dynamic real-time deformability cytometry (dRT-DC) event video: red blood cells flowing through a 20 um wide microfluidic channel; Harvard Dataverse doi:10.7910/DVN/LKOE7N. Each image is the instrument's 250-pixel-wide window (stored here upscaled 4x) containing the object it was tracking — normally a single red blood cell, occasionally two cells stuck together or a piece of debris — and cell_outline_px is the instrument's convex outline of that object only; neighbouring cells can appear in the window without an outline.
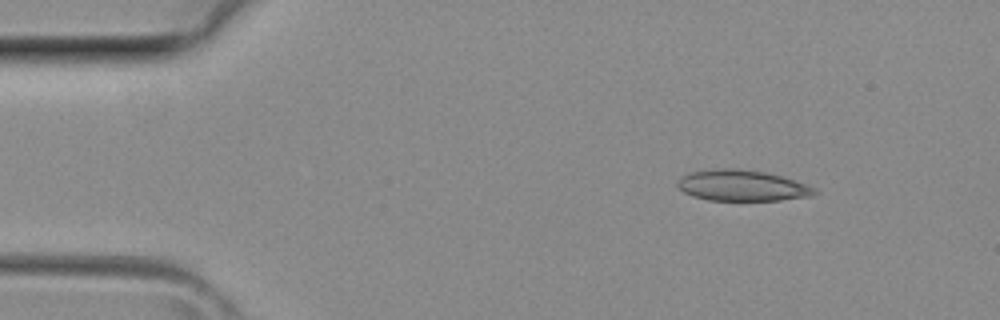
{"species": "common noctule bat (a hibernating species)", "species_latin": "Nyctalus noctula", "temperature_condition": "room temperature", "stored_images_in_passage": 5, "camera_frame_rate_fps": 3000, "um_per_image_px": 0.085, "animal": {"sex": "female", "body_mass_g": 29.2, "forearm_length_mm": 56.3}, "frame": {"image": 1, "passage_image": 1, "time_ms": 0.0, "image_size_px": [1000, 320], "cell_outline_px": [[820, 192], [812, 196], [780, 200], [708, 200], [692, 196], [684, 192], [676, 184], [680, 176], [688, 172], [716, 168], [732, 168], [764, 172], [780, 176], [816, 188]], "centroid_in_image_um": [63.04, 15.77], "position_along_channel_um": 22.0, "area_um2": 24.68}}